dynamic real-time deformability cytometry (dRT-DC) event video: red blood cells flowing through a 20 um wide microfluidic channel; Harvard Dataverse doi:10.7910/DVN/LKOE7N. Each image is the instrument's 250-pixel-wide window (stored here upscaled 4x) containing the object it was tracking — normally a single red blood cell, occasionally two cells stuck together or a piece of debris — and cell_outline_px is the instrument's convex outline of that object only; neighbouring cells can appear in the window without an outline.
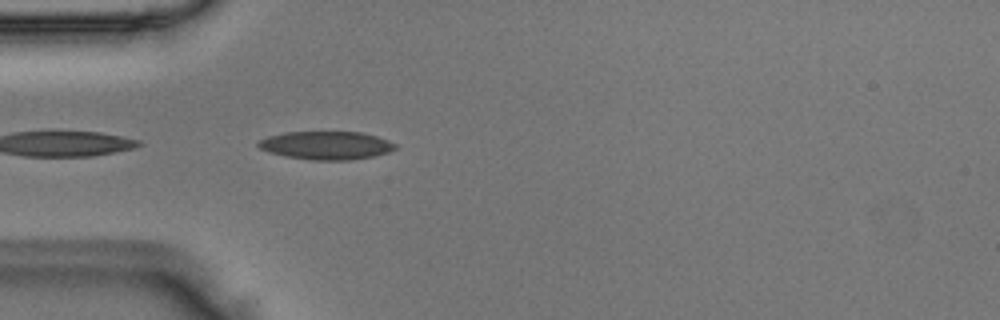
{"species": "Egyptian fruit bat (a non-hibernating species)", "species_latin": "Rousettus aegyptiacus", "temperature_condition": "room temperature", "stored_images_in_passage": 5, "camera_frame_rate_fps": 3000, "um_per_image_px": 0.085, "animal": {"sex": "male"}, "frame": {"image": 1, "passage_image": 1, "time_ms": 0.0, "image_size_px": [1000, 320], "cell_outline_px": [[396, 148], [388, 152], [372, 156], [348, 160], [312, 160], [284, 156], [268, 152], [260, 148], [256, 144], [260, 140], [268, 136], [284, 132], [360, 132], [376, 136], [388, 140], [396, 144]], "centroid_in_image_um": [27.7, 12.35], "position_along_channel_um": 57.3, "area_um2": 22.43}}